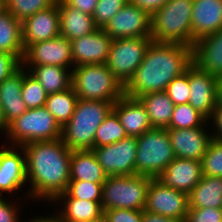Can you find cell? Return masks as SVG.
Wrapping results in <instances>:
<instances>
[{
  "instance_id": "obj_1",
  "label": "cell",
  "mask_w": 222,
  "mask_h": 222,
  "mask_svg": "<svg viewBox=\"0 0 222 222\" xmlns=\"http://www.w3.org/2000/svg\"><path fill=\"white\" fill-rule=\"evenodd\" d=\"M22 147L26 154V177L31 184L27 197L52 203L66 191L70 181L71 150L61 138Z\"/></svg>"
},
{
  "instance_id": "obj_2",
  "label": "cell",
  "mask_w": 222,
  "mask_h": 222,
  "mask_svg": "<svg viewBox=\"0 0 222 222\" xmlns=\"http://www.w3.org/2000/svg\"><path fill=\"white\" fill-rule=\"evenodd\" d=\"M192 63V47L152 40L142 63L124 86V95L137 99L146 93L165 91Z\"/></svg>"
},
{
  "instance_id": "obj_3",
  "label": "cell",
  "mask_w": 222,
  "mask_h": 222,
  "mask_svg": "<svg viewBox=\"0 0 222 222\" xmlns=\"http://www.w3.org/2000/svg\"><path fill=\"white\" fill-rule=\"evenodd\" d=\"M112 110V102L78 99L72 117L62 127L63 143L71 151L92 150L95 133Z\"/></svg>"
},
{
  "instance_id": "obj_4",
  "label": "cell",
  "mask_w": 222,
  "mask_h": 222,
  "mask_svg": "<svg viewBox=\"0 0 222 222\" xmlns=\"http://www.w3.org/2000/svg\"><path fill=\"white\" fill-rule=\"evenodd\" d=\"M193 0H168L151 14V38L192 47Z\"/></svg>"
},
{
  "instance_id": "obj_5",
  "label": "cell",
  "mask_w": 222,
  "mask_h": 222,
  "mask_svg": "<svg viewBox=\"0 0 222 222\" xmlns=\"http://www.w3.org/2000/svg\"><path fill=\"white\" fill-rule=\"evenodd\" d=\"M72 84L78 99L101 100L113 104L124 95V87L106 64L75 66Z\"/></svg>"
},
{
  "instance_id": "obj_6",
  "label": "cell",
  "mask_w": 222,
  "mask_h": 222,
  "mask_svg": "<svg viewBox=\"0 0 222 222\" xmlns=\"http://www.w3.org/2000/svg\"><path fill=\"white\" fill-rule=\"evenodd\" d=\"M136 138L135 175L155 179L175 159L167 128H152Z\"/></svg>"
},
{
  "instance_id": "obj_7",
  "label": "cell",
  "mask_w": 222,
  "mask_h": 222,
  "mask_svg": "<svg viewBox=\"0 0 222 222\" xmlns=\"http://www.w3.org/2000/svg\"><path fill=\"white\" fill-rule=\"evenodd\" d=\"M153 178L142 175L107 176L102 185L101 206L107 209L143 210Z\"/></svg>"
},
{
  "instance_id": "obj_8",
  "label": "cell",
  "mask_w": 222,
  "mask_h": 222,
  "mask_svg": "<svg viewBox=\"0 0 222 222\" xmlns=\"http://www.w3.org/2000/svg\"><path fill=\"white\" fill-rule=\"evenodd\" d=\"M62 127L45 108L28 109L9 124L7 137L12 146L61 138ZM14 142V143H13Z\"/></svg>"
},
{
  "instance_id": "obj_9",
  "label": "cell",
  "mask_w": 222,
  "mask_h": 222,
  "mask_svg": "<svg viewBox=\"0 0 222 222\" xmlns=\"http://www.w3.org/2000/svg\"><path fill=\"white\" fill-rule=\"evenodd\" d=\"M151 37L112 39L106 65L124 87L144 59Z\"/></svg>"
},
{
  "instance_id": "obj_10",
  "label": "cell",
  "mask_w": 222,
  "mask_h": 222,
  "mask_svg": "<svg viewBox=\"0 0 222 222\" xmlns=\"http://www.w3.org/2000/svg\"><path fill=\"white\" fill-rule=\"evenodd\" d=\"M92 151L107 176L135 175L136 137L127 136L116 143L94 147Z\"/></svg>"
},
{
  "instance_id": "obj_11",
  "label": "cell",
  "mask_w": 222,
  "mask_h": 222,
  "mask_svg": "<svg viewBox=\"0 0 222 222\" xmlns=\"http://www.w3.org/2000/svg\"><path fill=\"white\" fill-rule=\"evenodd\" d=\"M188 208L186 193L163 186L156 179L150 181L144 210L185 222Z\"/></svg>"
},
{
  "instance_id": "obj_12",
  "label": "cell",
  "mask_w": 222,
  "mask_h": 222,
  "mask_svg": "<svg viewBox=\"0 0 222 222\" xmlns=\"http://www.w3.org/2000/svg\"><path fill=\"white\" fill-rule=\"evenodd\" d=\"M112 39L151 37V14L128 2L103 28Z\"/></svg>"
},
{
  "instance_id": "obj_13",
  "label": "cell",
  "mask_w": 222,
  "mask_h": 222,
  "mask_svg": "<svg viewBox=\"0 0 222 222\" xmlns=\"http://www.w3.org/2000/svg\"><path fill=\"white\" fill-rule=\"evenodd\" d=\"M55 65L69 68L74 66L71 41L57 38L31 44L24 53L22 66Z\"/></svg>"
},
{
  "instance_id": "obj_14",
  "label": "cell",
  "mask_w": 222,
  "mask_h": 222,
  "mask_svg": "<svg viewBox=\"0 0 222 222\" xmlns=\"http://www.w3.org/2000/svg\"><path fill=\"white\" fill-rule=\"evenodd\" d=\"M60 36L58 2L41 10L22 22L24 50L31 44L51 40Z\"/></svg>"
},
{
  "instance_id": "obj_15",
  "label": "cell",
  "mask_w": 222,
  "mask_h": 222,
  "mask_svg": "<svg viewBox=\"0 0 222 222\" xmlns=\"http://www.w3.org/2000/svg\"><path fill=\"white\" fill-rule=\"evenodd\" d=\"M217 77L199 69L194 63L188 67L190 97L188 103L207 119L215 110Z\"/></svg>"
},
{
  "instance_id": "obj_16",
  "label": "cell",
  "mask_w": 222,
  "mask_h": 222,
  "mask_svg": "<svg viewBox=\"0 0 222 222\" xmlns=\"http://www.w3.org/2000/svg\"><path fill=\"white\" fill-rule=\"evenodd\" d=\"M112 38L103 29L71 40L74 66L105 64L108 58Z\"/></svg>"
},
{
  "instance_id": "obj_17",
  "label": "cell",
  "mask_w": 222,
  "mask_h": 222,
  "mask_svg": "<svg viewBox=\"0 0 222 222\" xmlns=\"http://www.w3.org/2000/svg\"><path fill=\"white\" fill-rule=\"evenodd\" d=\"M202 176L201 161L175 158L155 179L163 186L171 187L189 195Z\"/></svg>"
},
{
  "instance_id": "obj_18",
  "label": "cell",
  "mask_w": 222,
  "mask_h": 222,
  "mask_svg": "<svg viewBox=\"0 0 222 222\" xmlns=\"http://www.w3.org/2000/svg\"><path fill=\"white\" fill-rule=\"evenodd\" d=\"M204 125L188 129H167L175 158L202 161L212 140Z\"/></svg>"
},
{
  "instance_id": "obj_19",
  "label": "cell",
  "mask_w": 222,
  "mask_h": 222,
  "mask_svg": "<svg viewBox=\"0 0 222 222\" xmlns=\"http://www.w3.org/2000/svg\"><path fill=\"white\" fill-rule=\"evenodd\" d=\"M13 147V148H12ZM15 147V148H14ZM17 146L0 148V196L3 193H11L20 190L27 182L26 154L22 146L21 153ZM23 155V156H22Z\"/></svg>"
},
{
  "instance_id": "obj_20",
  "label": "cell",
  "mask_w": 222,
  "mask_h": 222,
  "mask_svg": "<svg viewBox=\"0 0 222 222\" xmlns=\"http://www.w3.org/2000/svg\"><path fill=\"white\" fill-rule=\"evenodd\" d=\"M192 47L194 43L207 35L222 29V0H193Z\"/></svg>"
},
{
  "instance_id": "obj_21",
  "label": "cell",
  "mask_w": 222,
  "mask_h": 222,
  "mask_svg": "<svg viewBox=\"0 0 222 222\" xmlns=\"http://www.w3.org/2000/svg\"><path fill=\"white\" fill-rule=\"evenodd\" d=\"M192 61L209 75L222 77V29L194 43Z\"/></svg>"
},
{
  "instance_id": "obj_22",
  "label": "cell",
  "mask_w": 222,
  "mask_h": 222,
  "mask_svg": "<svg viewBox=\"0 0 222 222\" xmlns=\"http://www.w3.org/2000/svg\"><path fill=\"white\" fill-rule=\"evenodd\" d=\"M113 111L127 136L138 137L152 129L146 109L138 99L123 95L113 104Z\"/></svg>"
},
{
  "instance_id": "obj_23",
  "label": "cell",
  "mask_w": 222,
  "mask_h": 222,
  "mask_svg": "<svg viewBox=\"0 0 222 222\" xmlns=\"http://www.w3.org/2000/svg\"><path fill=\"white\" fill-rule=\"evenodd\" d=\"M23 79L24 66L21 65L0 83V105L8 125L28 110L21 96Z\"/></svg>"
},
{
  "instance_id": "obj_24",
  "label": "cell",
  "mask_w": 222,
  "mask_h": 222,
  "mask_svg": "<svg viewBox=\"0 0 222 222\" xmlns=\"http://www.w3.org/2000/svg\"><path fill=\"white\" fill-rule=\"evenodd\" d=\"M60 36L68 40L82 38L98 29L91 15L58 0Z\"/></svg>"
},
{
  "instance_id": "obj_25",
  "label": "cell",
  "mask_w": 222,
  "mask_h": 222,
  "mask_svg": "<svg viewBox=\"0 0 222 222\" xmlns=\"http://www.w3.org/2000/svg\"><path fill=\"white\" fill-rule=\"evenodd\" d=\"M107 175L92 150L71 151L70 180L104 183Z\"/></svg>"
},
{
  "instance_id": "obj_26",
  "label": "cell",
  "mask_w": 222,
  "mask_h": 222,
  "mask_svg": "<svg viewBox=\"0 0 222 222\" xmlns=\"http://www.w3.org/2000/svg\"><path fill=\"white\" fill-rule=\"evenodd\" d=\"M70 69L72 70L71 67L65 68L55 65L26 67V70L39 81L47 95L62 92L71 87L72 71Z\"/></svg>"
},
{
  "instance_id": "obj_27",
  "label": "cell",
  "mask_w": 222,
  "mask_h": 222,
  "mask_svg": "<svg viewBox=\"0 0 222 222\" xmlns=\"http://www.w3.org/2000/svg\"><path fill=\"white\" fill-rule=\"evenodd\" d=\"M145 107L152 128H167L175 104L165 91L146 93L137 98Z\"/></svg>"
},
{
  "instance_id": "obj_28",
  "label": "cell",
  "mask_w": 222,
  "mask_h": 222,
  "mask_svg": "<svg viewBox=\"0 0 222 222\" xmlns=\"http://www.w3.org/2000/svg\"><path fill=\"white\" fill-rule=\"evenodd\" d=\"M188 199L189 208H222V177L203 175Z\"/></svg>"
},
{
  "instance_id": "obj_29",
  "label": "cell",
  "mask_w": 222,
  "mask_h": 222,
  "mask_svg": "<svg viewBox=\"0 0 222 222\" xmlns=\"http://www.w3.org/2000/svg\"><path fill=\"white\" fill-rule=\"evenodd\" d=\"M0 51L16 55L21 61L25 50L22 40V22L4 7L0 9Z\"/></svg>"
},
{
  "instance_id": "obj_30",
  "label": "cell",
  "mask_w": 222,
  "mask_h": 222,
  "mask_svg": "<svg viewBox=\"0 0 222 222\" xmlns=\"http://www.w3.org/2000/svg\"><path fill=\"white\" fill-rule=\"evenodd\" d=\"M61 212L58 215L63 222H87L104 215L101 201H89L77 198H55L52 202L63 201Z\"/></svg>"
},
{
  "instance_id": "obj_31",
  "label": "cell",
  "mask_w": 222,
  "mask_h": 222,
  "mask_svg": "<svg viewBox=\"0 0 222 222\" xmlns=\"http://www.w3.org/2000/svg\"><path fill=\"white\" fill-rule=\"evenodd\" d=\"M77 100L78 96L71 86L65 91L48 94L44 107L63 127L72 117Z\"/></svg>"
},
{
  "instance_id": "obj_32",
  "label": "cell",
  "mask_w": 222,
  "mask_h": 222,
  "mask_svg": "<svg viewBox=\"0 0 222 222\" xmlns=\"http://www.w3.org/2000/svg\"><path fill=\"white\" fill-rule=\"evenodd\" d=\"M125 137H127L125 129L121 125L119 117L112 110L95 133L94 147L116 143Z\"/></svg>"
},
{
  "instance_id": "obj_33",
  "label": "cell",
  "mask_w": 222,
  "mask_h": 222,
  "mask_svg": "<svg viewBox=\"0 0 222 222\" xmlns=\"http://www.w3.org/2000/svg\"><path fill=\"white\" fill-rule=\"evenodd\" d=\"M208 119L189 103L177 104L171 117L167 129H188L201 127Z\"/></svg>"
},
{
  "instance_id": "obj_34",
  "label": "cell",
  "mask_w": 222,
  "mask_h": 222,
  "mask_svg": "<svg viewBox=\"0 0 222 222\" xmlns=\"http://www.w3.org/2000/svg\"><path fill=\"white\" fill-rule=\"evenodd\" d=\"M58 0H3V7L18 21L23 22L35 13L47 9Z\"/></svg>"
},
{
  "instance_id": "obj_35",
  "label": "cell",
  "mask_w": 222,
  "mask_h": 222,
  "mask_svg": "<svg viewBox=\"0 0 222 222\" xmlns=\"http://www.w3.org/2000/svg\"><path fill=\"white\" fill-rule=\"evenodd\" d=\"M102 185L103 183L70 180L66 191L58 195L56 198H77L89 201H101Z\"/></svg>"
},
{
  "instance_id": "obj_36",
  "label": "cell",
  "mask_w": 222,
  "mask_h": 222,
  "mask_svg": "<svg viewBox=\"0 0 222 222\" xmlns=\"http://www.w3.org/2000/svg\"><path fill=\"white\" fill-rule=\"evenodd\" d=\"M21 96L28 109H36L45 106L47 93L24 67V79L22 84Z\"/></svg>"
},
{
  "instance_id": "obj_37",
  "label": "cell",
  "mask_w": 222,
  "mask_h": 222,
  "mask_svg": "<svg viewBox=\"0 0 222 222\" xmlns=\"http://www.w3.org/2000/svg\"><path fill=\"white\" fill-rule=\"evenodd\" d=\"M202 174L222 177V141L212 139L202 158Z\"/></svg>"
},
{
  "instance_id": "obj_38",
  "label": "cell",
  "mask_w": 222,
  "mask_h": 222,
  "mask_svg": "<svg viewBox=\"0 0 222 222\" xmlns=\"http://www.w3.org/2000/svg\"><path fill=\"white\" fill-rule=\"evenodd\" d=\"M128 2L129 0H98L92 15L96 26L103 29L110 19Z\"/></svg>"
},
{
  "instance_id": "obj_39",
  "label": "cell",
  "mask_w": 222,
  "mask_h": 222,
  "mask_svg": "<svg viewBox=\"0 0 222 222\" xmlns=\"http://www.w3.org/2000/svg\"><path fill=\"white\" fill-rule=\"evenodd\" d=\"M165 92L175 105L188 103L191 93L188 82V68L182 75L174 78L168 84Z\"/></svg>"
},
{
  "instance_id": "obj_40",
  "label": "cell",
  "mask_w": 222,
  "mask_h": 222,
  "mask_svg": "<svg viewBox=\"0 0 222 222\" xmlns=\"http://www.w3.org/2000/svg\"><path fill=\"white\" fill-rule=\"evenodd\" d=\"M185 222H222V208H188Z\"/></svg>"
},
{
  "instance_id": "obj_41",
  "label": "cell",
  "mask_w": 222,
  "mask_h": 222,
  "mask_svg": "<svg viewBox=\"0 0 222 222\" xmlns=\"http://www.w3.org/2000/svg\"><path fill=\"white\" fill-rule=\"evenodd\" d=\"M104 216L107 222H142V210L107 209Z\"/></svg>"
},
{
  "instance_id": "obj_42",
  "label": "cell",
  "mask_w": 222,
  "mask_h": 222,
  "mask_svg": "<svg viewBox=\"0 0 222 222\" xmlns=\"http://www.w3.org/2000/svg\"><path fill=\"white\" fill-rule=\"evenodd\" d=\"M22 65V61L14 54L0 51V83L15 72Z\"/></svg>"
},
{
  "instance_id": "obj_43",
  "label": "cell",
  "mask_w": 222,
  "mask_h": 222,
  "mask_svg": "<svg viewBox=\"0 0 222 222\" xmlns=\"http://www.w3.org/2000/svg\"><path fill=\"white\" fill-rule=\"evenodd\" d=\"M5 200L0 196V222H20L18 217L19 209Z\"/></svg>"
},
{
  "instance_id": "obj_44",
  "label": "cell",
  "mask_w": 222,
  "mask_h": 222,
  "mask_svg": "<svg viewBox=\"0 0 222 222\" xmlns=\"http://www.w3.org/2000/svg\"><path fill=\"white\" fill-rule=\"evenodd\" d=\"M69 6L80 10L83 13L93 15L98 0H64Z\"/></svg>"
},
{
  "instance_id": "obj_45",
  "label": "cell",
  "mask_w": 222,
  "mask_h": 222,
  "mask_svg": "<svg viewBox=\"0 0 222 222\" xmlns=\"http://www.w3.org/2000/svg\"><path fill=\"white\" fill-rule=\"evenodd\" d=\"M167 1L168 0H129V2L148 11L150 14L158 10Z\"/></svg>"
},
{
  "instance_id": "obj_46",
  "label": "cell",
  "mask_w": 222,
  "mask_h": 222,
  "mask_svg": "<svg viewBox=\"0 0 222 222\" xmlns=\"http://www.w3.org/2000/svg\"><path fill=\"white\" fill-rule=\"evenodd\" d=\"M208 120H213L214 127H216V130L210 134L212 139L222 141V109H215Z\"/></svg>"
},
{
  "instance_id": "obj_47",
  "label": "cell",
  "mask_w": 222,
  "mask_h": 222,
  "mask_svg": "<svg viewBox=\"0 0 222 222\" xmlns=\"http://www.w3.org/2000/svg\"><path fill=\"white\" fill-rule=\"evenodd\" d=\"M142 222H182L178 219L169 218L160 214H155L142 210Z\"/></svg>"
},
{
  "instance_id": "obj_48",
  "label": "cell",
  "mask_w": 222,
  "mask_h": 222,
  "mask_svg": "<svg viewBox=\"0 0 222 222\" xmlns=\"http://www.w3.org/2000/svg\"><path fill=\"white\" fill-rule=\"evenodd\" d=\"M215 109H222V77L217 79Z\"/></svg>"
},
{
  "instance_id": "obj_49",
  "label": "cell",
  "mask_w": 222,
  "mask_h": 222,
  "mask_svg": "<svg viewBox=\"0 0 222 222\" xmlns=\"http://www.w3.org/2000/svg\"><path fill=\"white\" fill-rule=\"evenodd\" d=\"M27 222H63L61 217L57 214V216H50V217H37V218H32V220L27 221Z\"/></svg>"
},
{
  "instance_id": "obj_50",
  "label": "cell",
  "mask_w": 222,
  "mask_h": 222,
  "mask_svg": "<svg viewBox=\"0 0 222 222\" xmlns=\"http://www.w3.org/2000/svg\"><path fill=\"white\" fill-rule=\"evenodd\" d=\"M8 127H9V125L7 124V122L5 120L4 113H3V110L0 105V132L5 131L4 133H5V135H7Z\"/></svg>"
},
{
  "instance_id": "obj_51",
  "label": "cell",
  "mask_w": 222,
  "mask_h": 222,
  "mask_svg": "<svg viewBox=\"0 0 222 222\" xmlns=\"http://www.w3.org/2000/svg\"><path fill=\"white\" fill-rule=\"evenodd\" d=\"M87 222H107V221H106L105 216L103 215L100 218H97V219H94V220H90V221H87Z\"/></svg>"
},
{
  "instance_id": "obj_52",
  "label": "cell",
  "mask_w": 222,
  "mask_h": 222,
  "mask_svg": "<svg viewBox=\"0 0 222 222\" xmlns=\"http://www.w3.org/2000/svg\"><path fill=\"white\" fill-rule=\"evenodd\" d=\"M3 8V0H0V9Z\"/></svg>"
}]
</instances>
